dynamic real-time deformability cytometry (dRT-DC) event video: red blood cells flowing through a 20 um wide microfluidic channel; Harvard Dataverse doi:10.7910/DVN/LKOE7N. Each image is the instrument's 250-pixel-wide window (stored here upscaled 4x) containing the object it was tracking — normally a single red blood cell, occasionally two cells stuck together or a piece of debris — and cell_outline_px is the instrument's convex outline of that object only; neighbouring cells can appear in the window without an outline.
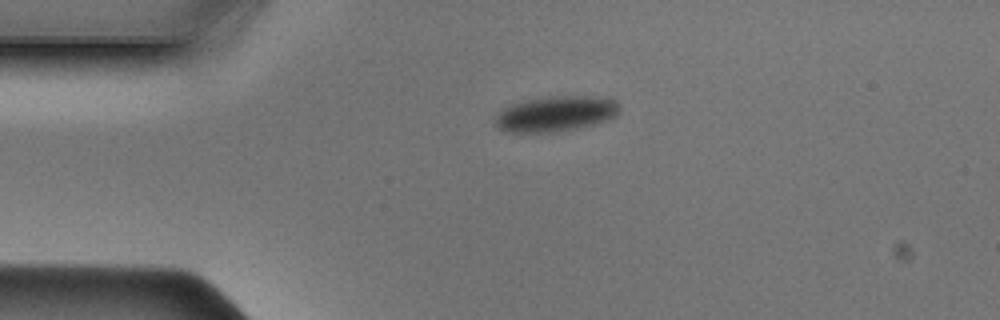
{"species": "Egyptian fruit bat (a non-hibernating species)", "species_latin": "Rousettus aegyptiacus", "temperature_condition": "cold", "stored_images_in_passage": 38, "camera_frame_rate_fps": 3000, "um_per_image_px": 0.085, "animal": {"sex": "male"}, "frame": {"image": 1, "passage_image": 1, "time_ms": 0.0, "image_size_px": [1000, 320], "cell_outline_px": [[620, 108], [616, 116], [608, 120], [592, 124], [552, 132], [508, 132], [500, 128], [492, 120], [504, 108], [520, 100], [548, 96], [612, 96], [620, 104]], "centroid_in_image_um": [47.28, 9.63], "position_along_channel_um": 37.7, "area_um2": 25.89}}
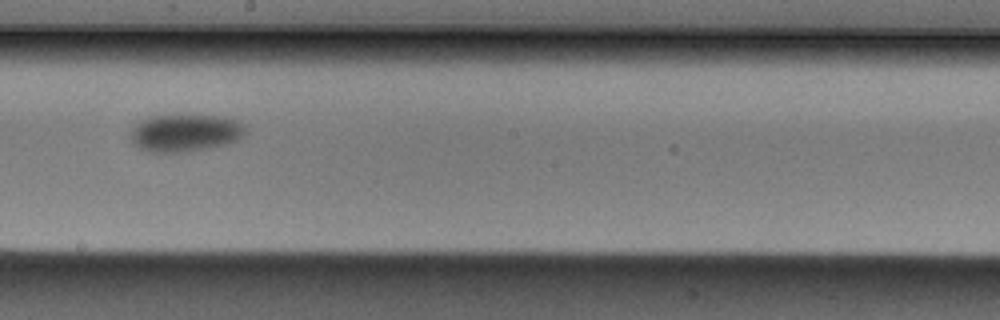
{"frame": {"image": 2, "passage_image": 17, "time_ms": 5.333, "image_size_px": [1000, 320], "cell_outline_px": [[244, 136], [228, 144], [188, 152], [148, 152], [132, 144], [128, 136], [132, 128], [136, 124], [148, 116], [172, 112], [220, 116], [236, 120], [244, 128]], "centroid_in_image_um": [15.66, 11.25], "position_along_channel_um": 232.5, "area_um2": 26.07}}
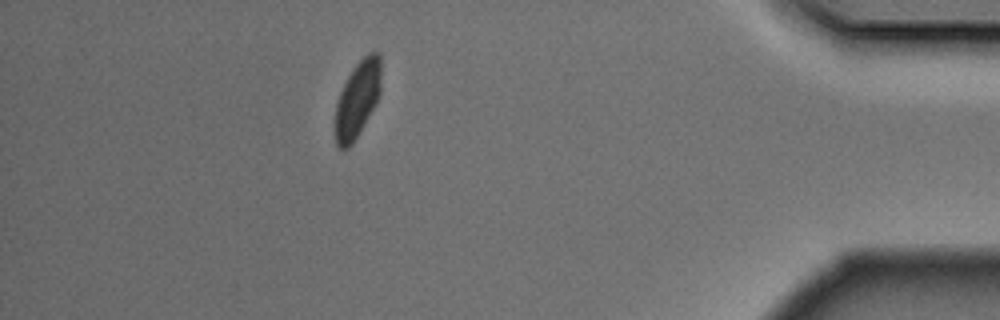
{"frame": {"image": 3, "passage_image": 33, "time_ms": 10.667, "image_size_px": [1000, 320], "cell_outline_px": [[380, 96], [376, 104], [352, 144], [348, 148], [340, 148], [336, 144], [336, 104], [340, 92], [352, 68], [368, 52], [380, 52]], "centroid_in_image_um": [30.4, 8.4], "position_along_channel_um": 404.8, "area_um2": 20.17}}